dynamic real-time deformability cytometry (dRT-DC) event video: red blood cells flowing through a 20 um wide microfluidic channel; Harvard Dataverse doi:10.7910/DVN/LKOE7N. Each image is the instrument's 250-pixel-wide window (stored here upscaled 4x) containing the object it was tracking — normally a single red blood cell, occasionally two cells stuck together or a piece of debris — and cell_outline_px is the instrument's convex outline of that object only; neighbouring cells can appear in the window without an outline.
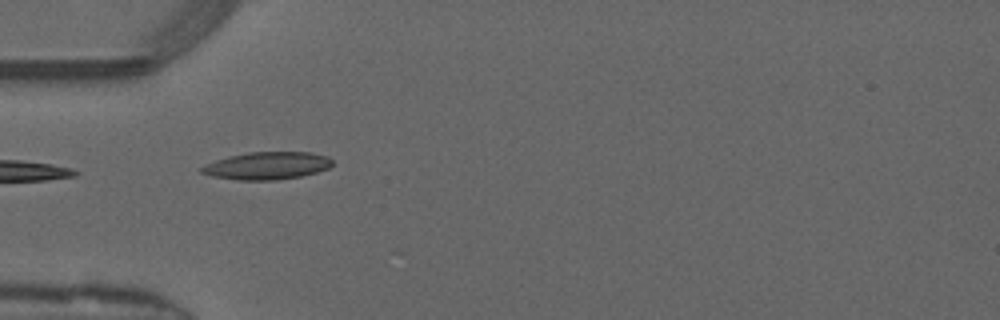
{"species": "common noctule bat (a hibernating species)", "species_latin": "Nyctalus noctula", "temperature_condition": "warm", "stored_images_in_passage": 5, "camera_frame_rate_fps": 3000, "um_per_image_px": 0.085, "animal": {"sex": "male", "forearm_length_mm": 52.5}, "frame": {"image": 1, "passage_image": 1, "time_ms": 0.0, "image_size_px": [1000, 320], "cell_outline_px": [[332, 164], [328, 168], [316, 172], [300, 176], [276, 180], [236, 180], [212, 176], [200, 172], [200, 168], [216, 160], [228, 156], [248, 152], [312, 152], [328, 156], [332, 160]], "centroid_in_image_um": [22.71, 14.08], "position_along_channel_um": 62.3, "area_um2": 20.92}}